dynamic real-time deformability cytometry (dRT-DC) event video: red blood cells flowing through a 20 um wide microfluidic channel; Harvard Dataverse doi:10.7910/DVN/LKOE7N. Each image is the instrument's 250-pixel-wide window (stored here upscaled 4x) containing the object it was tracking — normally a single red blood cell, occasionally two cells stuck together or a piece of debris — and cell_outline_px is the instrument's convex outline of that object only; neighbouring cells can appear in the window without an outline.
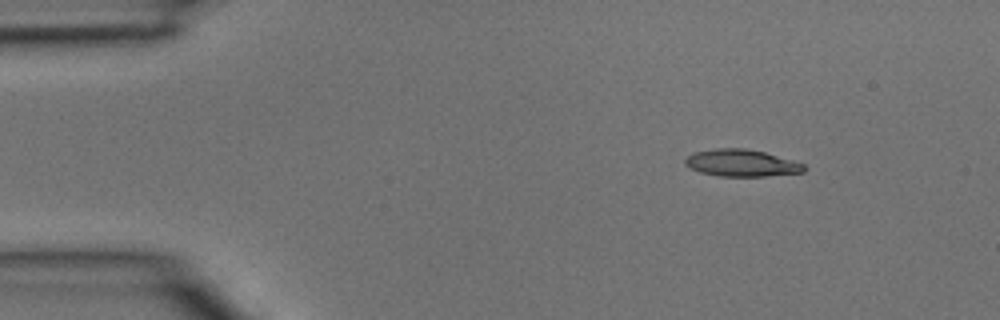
{"species": "common noctule bat (a hibernating species)", "species_latin": "Nyctalus noctula", "temperature_condition": "room temperature", "stored_images_in_passage": 5, "camera_frame_rate_fps": 3000, "um_per_image_px": 0.085, "animal": {"sex": "male", "body_mass_g": 15.6}, "frame": {"image": 1, "passage_image": 2, "time_ms": 0.333, "image_size_px": [1000, 320], "cell_outline_px": [[804, 172], [764, 176], [716, 176], [700, 172], [684, 164], [684, 160], [692, 152], [716, 148], [744, 148], [764, 152], [792, 160], [804, 164]], "centroid_in_image_um": [62.99, 13.85], "position_along_channel_um": 22.0, "area_um2": 18.61}}
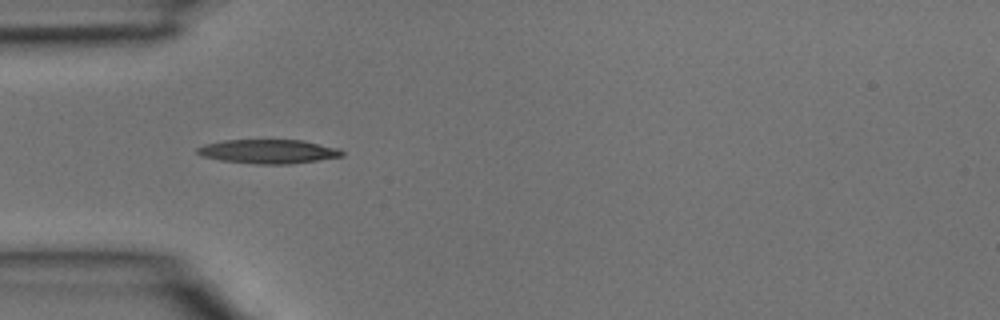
{"frame": {"image": 2, "passage_image": 4, "time_ms": 1.0, "image_size_px": [1000, 320], "cell_outline_px": [[344, 156], [292, 164], [256, 164], [220, 160], [204, 156], [196, 152], [196, 148], [204, 144], [224, 140], [304, 140], [340, 148], [344, 152]], "centroid_in_image_um": [22.85, 12.87], "position_along_channel_um": 62.1, "area_um2": 20.4}}